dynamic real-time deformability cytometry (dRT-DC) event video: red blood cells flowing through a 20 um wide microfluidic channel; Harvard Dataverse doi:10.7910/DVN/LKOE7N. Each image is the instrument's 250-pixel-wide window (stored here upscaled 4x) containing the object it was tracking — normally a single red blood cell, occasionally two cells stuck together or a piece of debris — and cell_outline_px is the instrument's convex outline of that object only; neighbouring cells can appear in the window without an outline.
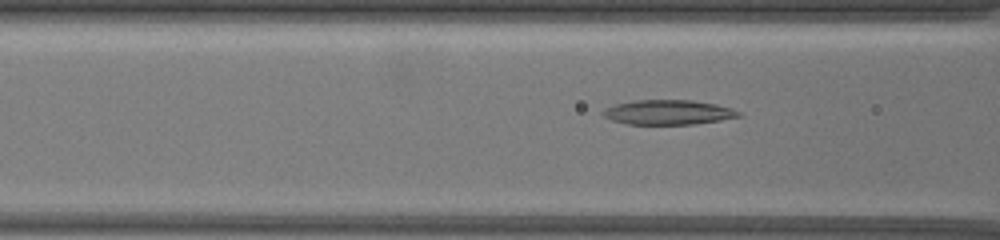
{"species": "common noctule bat (a hibernating species)", "species_latin": "Nyctalus noctula", "temperature_condition": "warm", "stored_images_in_passage": 42, "camera_frame_rate_fps": 3000, "um_per_image_px": 0.085, "animal": {"sex": "female", "body_mass_g": 19.5, "forearm_length_mm": 54.1}, "frame": {"image": 1, "passage_image": 9, "time_ms": 2.667, "image_size_px": [1000, 240], "cell_outline_px": [[740, 116], [720, 120], [696, 124], [628, 124], [612, 120], [604, 116], [600, 112], [604, 108], [616, 104], [632, 100], [692, 100], [716, 104], [732, 108], [740, 112]], "centroid_in_image_um": [56.77, 9.54], "position_along_channel_um": 109.8, "area_um2": 19.54}}
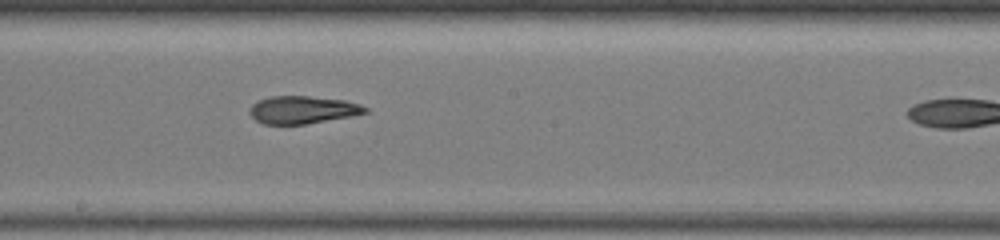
{"frame": {"image": 2, "passage_image": 21, "time_ms": 6.667, "image_size_px": [1000, 240], "cell_outline_px": [[368, 112], [352, 116], [304, 124], [264, 124], [256, 120], [248, 112], [252, 104], [260, 100], [272, 96], [308, 96], [344, 100], [360, 104], [368, 108]], "centroid_in_image_um": [25.73, 9.33], "position_along_channel_um": 222.5, "area_um2": 18.5}}
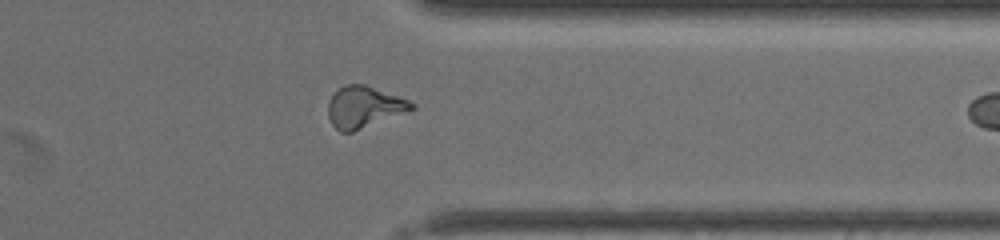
{"frame": {"image": 3, "passage_image": 38, "time_ms": 12.333, "image_size_px": [1000, 240], "cell_outline_px": [[416, 108], [352, 132], [340, 132], [332, 124], [328, 116], [328, 100], [344, 84], [364, 84], [408, 100], [416, 104]], "centroid_in_image_um": [30.92, 9.1], "position_along_channel_um": 380.5, "area_um2": 19.88}}